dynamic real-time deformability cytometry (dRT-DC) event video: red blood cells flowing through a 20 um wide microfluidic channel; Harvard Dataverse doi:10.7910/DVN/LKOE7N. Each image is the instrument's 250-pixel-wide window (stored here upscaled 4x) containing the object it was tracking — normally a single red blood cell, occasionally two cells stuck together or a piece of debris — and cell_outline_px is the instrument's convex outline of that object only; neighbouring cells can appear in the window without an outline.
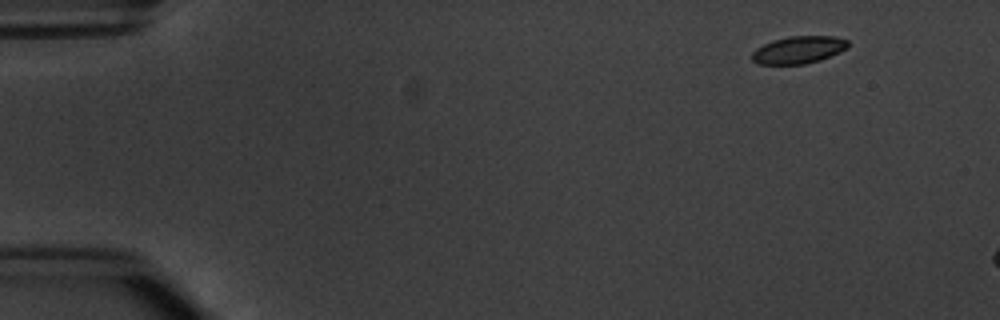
{"species": "common noctule bat (a hibernating species)", "species_latin": "Nyctalus noctula", "temperature_condition": "warm", "stored_images_in_passage": 3, "camera_frame_rate_fps": 3000, "um_per_image_px": 0.085, "animal": {"sex": "male", "body_mass_g": 20.1, "forearm_length_mm": 53.5}, "frame": {"image": 1, "passage_image": 1, "time_ms": 0.0, "image_size_px": [1000, 320], "cell_outline_px": [[848, 48], [840, 52], [820, 60], [804, 64], [756, 64], [752, 60], [752, 52], [756, 48], [772, 40], [788, 36], [836, 36], [848, 40]], "centroid_in_image_um": [67.88, 4.23], "position_along_channel_um": 17.1, "area_um2": 15.43}}